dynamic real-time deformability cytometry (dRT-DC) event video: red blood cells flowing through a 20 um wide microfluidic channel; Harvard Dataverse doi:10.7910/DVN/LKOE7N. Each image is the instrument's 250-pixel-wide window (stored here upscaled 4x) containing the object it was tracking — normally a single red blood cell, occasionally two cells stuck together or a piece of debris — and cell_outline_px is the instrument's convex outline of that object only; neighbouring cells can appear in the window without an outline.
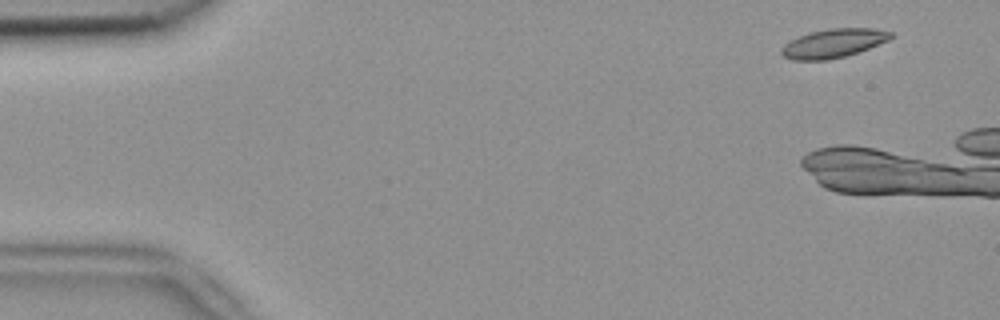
{"species": "common noctule bat (a hibernating species)", "species_latin": "Nyctalus noctula", "temperature_condition": "room temperature", "stored_images_in_passage": 5, "camera_frame_rate_fps": 3000, "um_per_image_px": 0.085, "animal": {"sex": "female", "body_mass_g": 18.4}, "frame": {"image": 1, "passage_image": 1, "time_ms": 0.0, "image_size_px": [1000, 320], "cell_outline_px": [[892, 36], [888, 40], [868, 48], [844, 56], [824, 60], [792, 60], [784, 56], [780, 52], [780, 48], [784, 44], [800, 36], [812, 32], [828, 28], [876, 28], [892, 32]], "centroid_in_image_um": [70.82, 3.67], "position_along_channel_um": 14.2, "area_um2": 18.09}}